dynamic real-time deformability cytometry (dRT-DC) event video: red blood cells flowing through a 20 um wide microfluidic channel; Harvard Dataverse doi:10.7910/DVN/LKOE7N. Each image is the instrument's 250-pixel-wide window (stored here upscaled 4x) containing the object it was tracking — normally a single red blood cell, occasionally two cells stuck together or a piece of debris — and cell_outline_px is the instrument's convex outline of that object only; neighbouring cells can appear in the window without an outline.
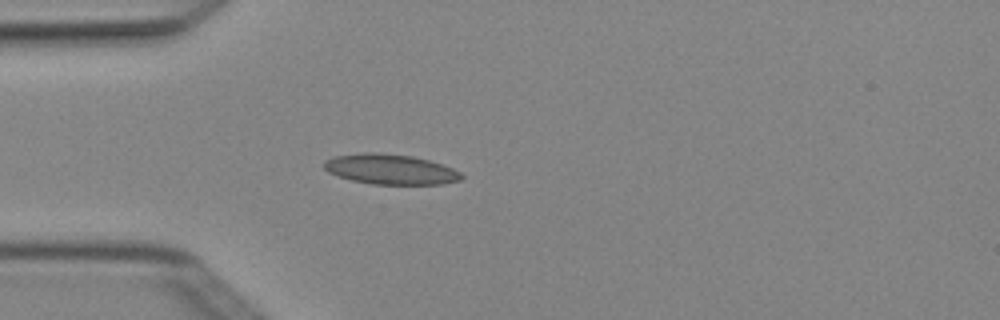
{"species": "Egyptian fruit bat (a non-hibernating species)", "species_latin": "Rousettus aegyptiacus", "temperature_condition": "cold", "stored_images_in_passage": 4, "camera_frame_rate_fps": 3000, "um_per_image_px": 0.085, "animal": {"sex": "female"}, "frame": {"image": 1, "passage_image": 4, "time_ms": 1.0, "image_size_px": [1000, 320], "cell_outline_px": [[464, 176], [460, 180], [444, 184], [372, 184], [352, 180], [336, 176], [328, 172], [324, 168], [324, 160], [336, 156], [364, 152], [376, 152], [412, 156], [428, 160], [452, 168], [460, 172]], "centroid_in_image_um": [33.17, 14.39], "position_along_channel_um": 51.8, "area_um2": 24.1}}